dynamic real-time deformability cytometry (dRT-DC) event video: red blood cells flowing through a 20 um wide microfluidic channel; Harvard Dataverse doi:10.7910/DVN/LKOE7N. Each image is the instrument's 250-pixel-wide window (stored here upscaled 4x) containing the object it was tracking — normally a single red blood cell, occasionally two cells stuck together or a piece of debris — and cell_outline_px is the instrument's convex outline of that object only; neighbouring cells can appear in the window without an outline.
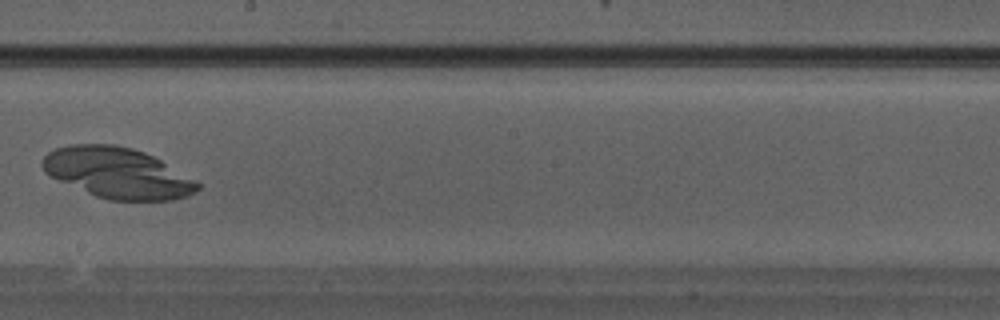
{"species": "Egyptian fruit bat (a non-hibernating species)", "species_latin": "Rousettus aegyptiacus", "temperature_condition": "warm", "stored_images_in_passage": 32, "camera_frame_rate_fps": 3000, "um_per_image_px": 0.085, "animal": {"sex": "male"}, "frame": {"image": 1, "passage_image": 19, "time_ms": 6.0, "image_size_px": [1000, 320], "cell_outline_px": [[200, 188], [196, 192], [188, 196], [172, 200], [108, 200], [96, 196], [60, 180], [44, 172], [40, 164], [44, 156], [48, 152], [56, 148], [72, 144], [116, 144], [132, 148], [144, 152], [160, 160], [200, 184]], "centroid_in_image_um": [9.97, 14.69], "position_along_channel_um": 238.2, "area_um2": 45.32}}